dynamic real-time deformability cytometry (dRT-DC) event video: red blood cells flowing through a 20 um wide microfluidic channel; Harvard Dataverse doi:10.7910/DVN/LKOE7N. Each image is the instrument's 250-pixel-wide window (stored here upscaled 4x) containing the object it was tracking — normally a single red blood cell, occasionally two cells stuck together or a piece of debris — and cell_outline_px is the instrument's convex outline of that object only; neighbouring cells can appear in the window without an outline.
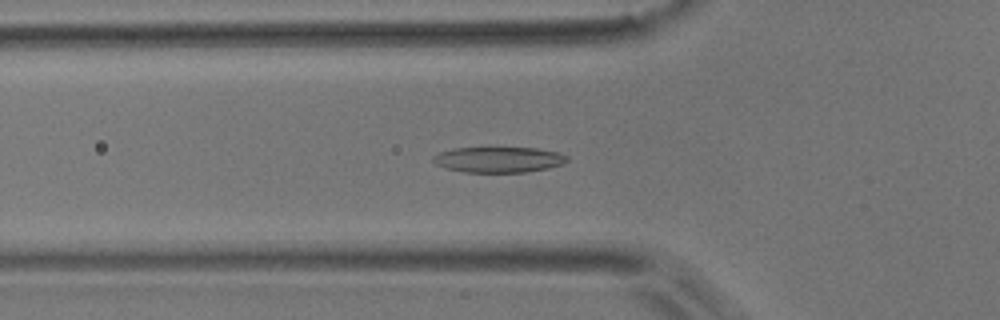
{"species": "common noctule bat (a hibernating species)", "species_latin": "Nyctalus noctula", "temperature_condition": "room temperature", "stored_images_in_passage": 39, "camera_frame_rate_fps": 3000, "um_per_image_px": 0.085, "animal": {"sex": "male", "body_mass_g": 17.9}, "frame": {"image": 1, "passage_image": 18, "time_ms": 5.667, "image_size_px": [1000, 320], "cell_outline_px": [[568, 160], [564, 164], [548, 168], [524, 172], [464, 172], [448, 168], [436, 164], [432, 160], [432, 156], [440, 152], [452, 148], [536, 148], [560, 152], [568, 156]], "centroid_in_image_um": [42.41, 13.56], "position_along_channel_um": 83.4, "area_um2": 20.0}}
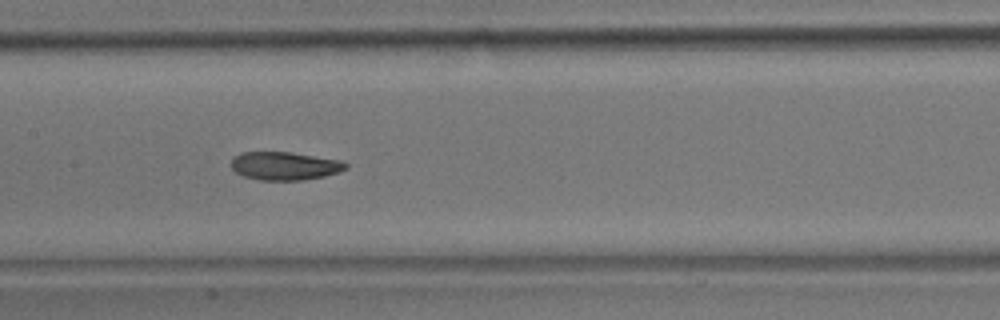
{"frame": {"image": 2, "passage_image": 26, "time_ms": 8.333, "image_size_px": [1000, 320], "cell_outline_px": [[348, 168], [324, 176], [304, 180], [260, 180], [244, 176], [236, 172], [232, 168], [232, 156], [240, 152], [292, 152], [340, 160], [348, 164]], "centroid_in_image_um": [24.18, 14.09], "position_along_channel_um": 183.2, "area_um2": 18.84}}
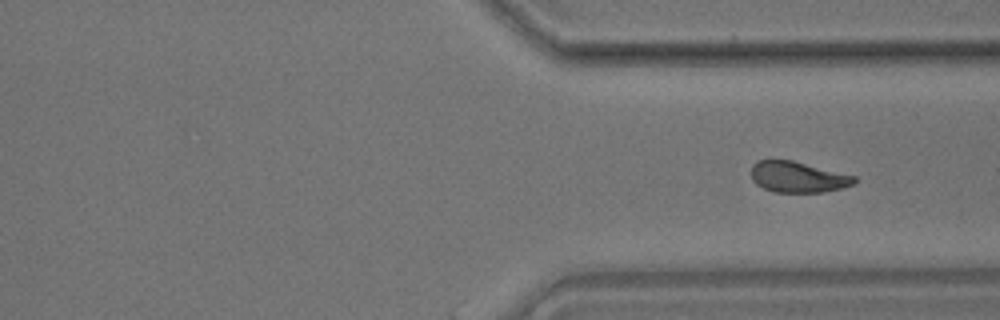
{"frame": {"image": 3, "passage_image": 39, "time_ms": 12.667, "image_size_px": [1000, 320], "cell_outline_px": [[856, 184], [824, 192], [772, 192], [756, 184], [752, 180], [752, 164], [756, 160], [792, 160], [856, 176]], "centroid_in_image_um": [67.82, 15.05], "position_along_channel_um": 343.6, "area_um2": 18.61}}